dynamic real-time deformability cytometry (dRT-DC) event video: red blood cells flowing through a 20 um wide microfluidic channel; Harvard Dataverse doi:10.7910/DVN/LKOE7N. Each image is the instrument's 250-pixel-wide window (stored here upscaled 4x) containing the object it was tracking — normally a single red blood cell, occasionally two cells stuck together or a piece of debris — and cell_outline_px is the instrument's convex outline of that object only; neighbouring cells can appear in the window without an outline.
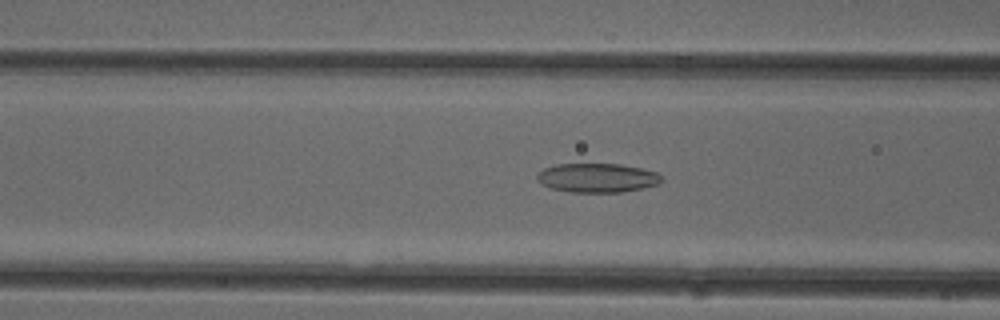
{"species": "common noctule bat (a hibernating species)", "species_latin": "Nyctalus noctula", "temperature_condition": "cold", "stored_images_in_passage": 51, "camera_frame_rate_fps": 3000, "um_per_image_px": 0.085, "animal": {"sex": "female"}, "frame": {"image": 1, "passage_image": 20, "time_ms": 6.333, "image_size_px": [1000, 320], "cell_outline_px": [[664, 180], [656, 184], [640, 188], [620, 192], [572, 192], [552, 188], [536, 180], [536, 172], [544, 168], [556, 164], [620, 164], [640, 168], [656, 172], [664, 176]], "centroid_in_image_um": [50.75, 15.1], "position_along_channel_um": 115.8, "area_um2": 21.04}}
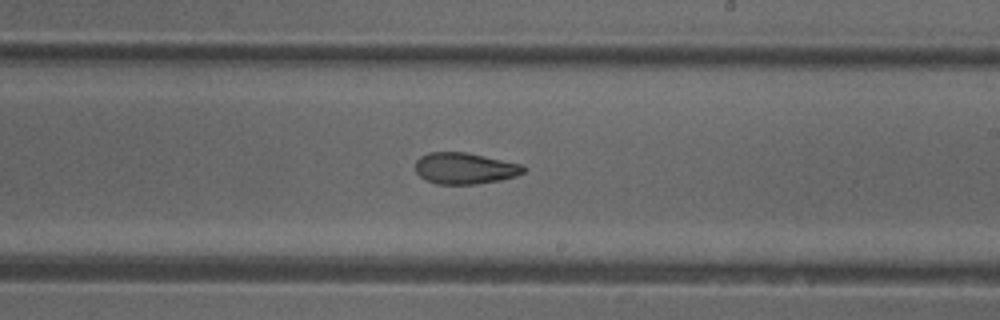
{"frame": {"image": 2, "passage_image": 30, "time_ms": 9.667, "image_size_px": [1000, 320], "cell_outline_px": [[524, 172], [516, 176], [500, 180], [476, 184], [436, 184], [420, 176], [416, 172], [416, 160], [420, 156], [428, 152], [464, 152], [484, 156], [520, 164], [524, 168]], "centroid_in_image_um": [39.47, 14.31], "position_along_channel_um": 249.5, "area_um2": 19.54}}
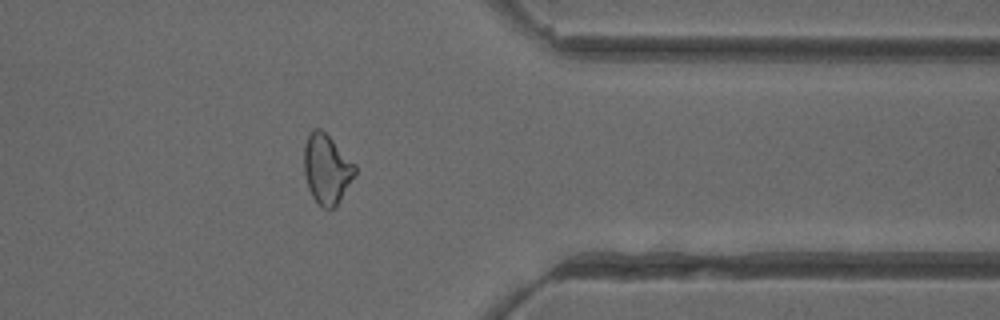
{"frame": {"image": 3, "passage_image": 41, "time_ms": 13.333, "image_size_px": [1000, 320], "cell_outline_px": [[356, 176], [336, 204], [332, 208], [324, 208], [312, 196], [308, 188], [304, 172], [304, 144], [312, 128], [320, 128], [356, 164]], "centroid_in_image_um": [27.77, 14.34], "position_along_channel_um": 383.6, "area_um2": 20.46}, "authors_computed_cell_mechanics": {"area_um2": 21.675, "velocity_mm_per_s": 4.0118, "shape_relaxation_time_tau1_ms": null, "shape_relaxation_time_tau2_ms": 3.1568, "deformation_change_tau1": null, "deformation_change_tau2": 0.0908}}